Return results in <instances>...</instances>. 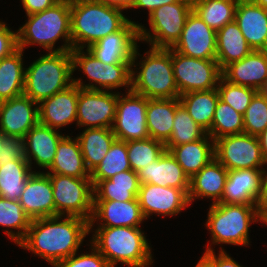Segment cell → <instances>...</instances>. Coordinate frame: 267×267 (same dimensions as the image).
Returning <instances> with one entry per match:
<instances>
[{
  "label": "cell",
  "mask_w": 267,
  "mask_h": 267,
  "mask_svg": "<svg viewBox=\"0 0 267 267\" xmlns=\"http://www.w3.org/2000/svg\"><path fill=\"white\" fill-rule=\"evenodd\" d=\"M25 65L23 94L38 104L73 84L71 51L39 52Z\"/></svg>",
  "instance_id": "obj_7"
},
{
  "label": "cell",
  "mask_w": 267,
  "mask_h": 267,
  "mask_svg": "<svg viewBox=\"0 0 267 267\" xmlns=\"http://www.w3.org/2000/svg\"><path fill=\"white\" fill-rule=\"evenodd\" d=\"M96 1L109 4V5H113V6H117L128 11V9L133 5V3L136 0H96Z\"/></svg>",
  "instance_id": "obj_52"
},
{
  "label": "cell",
  "mask_w": 267,
  "mask_h": 267,
  "mask_svg": "<svg viewBox=\"0 0 267 267\" xmlns=\"http://www.w3.org/2000/svg\"><path fill=\"white\" fill-rule=\"evenodd\" d=\"M79 86L67 89L42 100L39 105V123L61 132L74 126L77 130V104ZM65 128V129H64Z\"/></svg>",
  "instance_id": "obj_18"
},
{
  "label": "cell",
  "mask_w": 267,
  "mask_h": 267,
  "mask_svg": "<svg viewBox=\"0 0 267 267\" xmlns=\"http://www.w3.org/2000/svg\"><path fill=\"white\" fill-rule=\"evenodd\" d=\"M140 184L189 189V178L167 150L149 166L137 172Z\"/></svg>",
  "instance_id": "obj_27"
},
{
  "label": "cell",
  "mask_w": 267,
  "mask_h": 267,
  "mask_svg": "<svg viewBox=\"0 0 267 267\" xmlns=\"http://www.w3.org/2000/svg\"><path fill=\"white\" fill-rule=\"evenodd\" d=\"M175 51L197 59H216V31L210 28L193 10L187 16Z\"/></svg>",
  "instance_id": "obj_17"
},
{
  "label": "cell",
  "mask_w": 267,
  "mask_h": 267,
  "mask_svg": "<svg viewBox=\"0 0 267 267\" xmlns=\"http://www.w3.org/2000/svg\"><path fill=\"white\" fill-rule=\"evenodd\" d=\"M89 241L110 267H153L155 255L144 227H89Z\"/></svg>",
  "instance_id": "obj_3"
},
{
  "label": "cell",
  "mask_w": 267,
  "mask_h": 267,
  "mask_svg": "<svg viewBox=\"0 0 267 267\" xmlns=\"http://www.w3.org/2000/svg\"><path fill=\"white\" fill-rule=\"evenodd\" d=\"M136 46L131 61V91L148 99L179 98L172 65V48ZM143 52V54H141Z\"/></svg>",
  "instance_id": "obj_5"
},
{
  "label": "cell",
  "mask_w": 267,
  "mask_h": 267,
  "mask_svg": "<svg viewBox=\"0 0 267 267\" xmlns=\"http://www.w3.org/2000/svg\"><path fill=\"white\" fill-rule=\"evenodd\" d=\"M173 73L179 94L217 88L221 74L216 59H197L172 49Z\"/></svg>",
  "instance_id": "obj_12"
},
{
  "label": "cell",
  "mask_w": 267,
  "mask_h": 267,
  "mask_svg": "<svg viewBox=\"0 0 267 267\" xmlns=\"http://www.w3.org/2000/svg\"><path fill=\"white\" fill-rule=\"evenodd\" d=\"M45 173L90 178L79 142L73 134H66L59 141L53 163Z\"/></svg>",
  "instance_id": "obj_29"
},
{
  "label": "cell",
  "mask_w": 267,
  "mask_h": 267,
  "mask_svg": "<svg viewBox=\"0 0 267 267\" xmlns=\"http://www.w3.org/2000/svg\"><path fill=\"white\" fill-rule=\"evenodd\" d=\"M221 74L230 83L258 91L267 78V51L253 50L243 59L227 65Z\"/></svg>",
  "instance_id": "obj_26"
},
{
  "label": "cell",
  "mask_w": 267,
  "mask_h": 267,
  "mask_svg": "<svg viewBox=\"0 0 267 267\" xmlns=\"http://www.w3.org/2000/svg\"><path fill=\"white\" fill-rule=\"evenodd\" d=\"M131 170L127 144L125 141L115 140L106 156L98 167L90 174L93 187L99 182L110 179L112 176Z\"/></svg>",
  "instance_id": "obj_39"
},
{
  "label": "cell",
  "mask_w": 267,
  "mask_h": 267,
  "mask_svg": "<svg viewBox=\"0 0 267 267\" xmlns=\"http://www.w3.org/2000/svg\"><path fill=\"white\" fill-rule=\"evenodd\" d=\"M230 251H204L202 257L211 267H244L234 257Z\"/></svg>",
  "instance_id": "obj_48"
},
{
  "label": "cell",
  "mask_w": 267,
  "mask_h": 267,
  "mask_svg": "<svg viewBox=\"0 0 267 267\" xmlns=\"http://www.w3.org/2000/svg\"><path fill=\"white\" fill-rule=\"evenodd\" d=\"M71 55L73 84L81 89L131 91V63H103L87 49H72Z\"/></svg>",
  "instance_id": "obj_8"
},
{
  "label": "cell",
  "mask_w": 267,
  "mask_h": 267,
  "mask_svg": "<svg viewBox=\"0 0 267 267\" xmlns=\"http://www.w3.org/2000/svg\"><path fill=\"white\" fill-rule=\"evenodd\" d=\"M194 267H211L210 264L201 256Z\"/></svg>",
  "instance_id": "obj_54"
},
{
  "label": "cell",
  "mask_w": 267,
  "mask_h": 267,
  "mask_svg": "<svg viewBox=\"0 0 267 267\" xmlns=\"http://www.w3.org/2000/svg\"><path fill=\"white\" fill-rule=\"evenodd\" d=\"M179 98L148 99L146 120L150 138L163 142L170 139Z\"/></svg>",
  "instance_id": "obj_32"
},
{
  "label": "cell",
  "mask_w": 267,
  "mask_h": 267,
  "mask_svg": "<svg viewBox=\"0 0 267 267\" xmlns=\"http://www.w3.org/2000/svg\"><path fill=\"white\" fill-rule=\"evenodd\" d=\"M239 0H193L192 10L215 31L235 20Z\"/></svg>",
  "instance_id": "obj_38"
},
{
  "label": "cell",
  "mask_w": 267,
  "mask_h": 267,
  "mask_svg": "<svg viewBox=\"0 0 267 267\" xmlns=\"http://www.w3.org/2000/svg\"><path fill=\"white\" fill-rule=\"evenodd\" d=\"M228 170L216 159H213L189 180L188 199L190 205L197 201L219 203L225 188ZM208 199V200H207Z\"/></svg>",
  "instance_id": "obj_24"
},
{
  "label": "cell",
  "mask_w": 267,
  "mask_h": 267,
  "mask_svg": "<svg viewBox=\"0 0 267 267\" xmlns=\"http://www.w3.org/2000/svg\"><path fill=\"white\" fill-rule=\"evenodd\" d=\"M179 0H136L133 5L128 9V13H136L138 10V14H140L141 12L144 13V15L146 14L148 17L155 9L163 6V5H167V4H172V3H175V2H178ZM140 9L142 11H140ZM132 12H131V11ZM146 11V12H145ZM140 12V13H139Z\"/></svg>",
  "instance_id": "obj_49"
},
{
  "label": "cell",
  "mask_w": 267,
  "mask_h": 267,
  "mask_svg": "<svg viewBox=\"0 0 267 267\" xmlns=\"http://www.w3.org/2000/svg\"><path fill=\"white\" fill-rule=\"evenodd\" d=\"M130 167L133 171L146 168L166 150L165 144L153 138L126 142Z\"/></svg>",
  "instance_id": "obj_41"
},
{
  "label": "cell",
  "mask_w": 267,
  "mask_h": 267,
  "mask_svg": "<svg viewBox=\"0 0 267 267\" xmlns=\"http://www.w3.org/2000/svg\"><path fill=\"white\" fill-rule=\"evenodd\" d=\"M59 0H19L20 6L23 8L25 16L35 14L38 12H42L54 4H56Z\"/></svg>",
  "instance_id": "obj_50"
},
{
  "label": "cell",
  "mask_w": 267,
  "mask_h": 267,
  "mask_svg": "<svg viewBox=\"0 0 267 267\" xmlns=\"http://www.w3.org/2000/svg\"><path fill=\"white\" fill-rule=\"evenodd\" d=\"M73 49H87L107 35L120 31L129 21L140 24L123 8L96 0H70Z\"/></svg>",
  "instance_id": "obj_6"
},
{
  "label": "cell",
  "mask_w": 267,
  "mask_h": 267,
  "mask_svg": "<svg viewBox=\"0 0 267 267\" xmlns=\"http://www.w3.org/2000/svg\"><path fill=\"white\" fill-rule=\"evenodd\" d=\"M88 236L89 221L77 216L57 215L31 220L25 238L17 247L55 267L82 250L89 241Z\"/></svg>",
  "instance_id": "obj_1"
},
{
  "label": "cell",
  "mask_w": 267,
  "mask_h": 267,
  "mask_svg": "<svg viewBox=\"0 0 267 267\" xmlns=\"http://www.w3.org/2000/svg\"><path fill=\"white\" fill-rule=\"evenodd\" d=\"M4 141H5V136L0 132V153L3 149Z\"/></svg>",
  "instance_id": "obj_58"
},
{
  "label": "cell",
  "mask_w": 267,
  "mask_h": 267,
  "mask_svg": "<svg viewBox=\"0 0 267 267\" xmlns=\"http://www.w3.org/2000/svg\"><path fill=\"white\" fill-rule=\"evenodd\" d=\"M191 11V0H179L155 9L146 17L145 22L148 23L138 25L139 41L144 44L142 47L172 48L179 40Z\"/></svg>",
  "instance_id": "obj_9"
},
{
  "label": "cell",
  "mask_w": 267,
  "mask_h": 267,
  "mask_svg": "<svg viewBox=\"0 0 267 267\" xmlns=\"http://www.w3.org/2000/svg\"><path fill=\"white\" fill-rule=\"evenodd\" d=\"M137 172L131 170L120 172L110 179L99 181L93 187V201H130L135 200L140 189Z\"/></svg>",
  "instance_id": "obj_33"
},
{
  "label": "cell",
  "mask_w": 267,
  "mask_h": 267,
  "mask_svg": "<svg viewBox=\"0 0 267 267\" xmlns=\"http://www.w3.org/2000/svg\"><path fill=\"white\" fill-rule=\"evenodd\" d=\"M39 123V105L22 94L0 102V132L23 139Z\"/></svg>",
  "instance_id": "obj_19"
},
{
  "label": "cell",
  "mask_w": 267,
  "mask_h": 267,
  "mask_svg": "<svg viewBox=\"0 0 267 267\" xmlns=\"http://www.w3.org/2000/svg\"><path fill=\"white\" fill-rule=\"evenodd\" d=\"M118 93L81 89L77 104V131L87 128H112Z\"/></svg>",
  "instance_id": "obj_15"
},
{
  "label": "cell",
  "mask_w": 267,
  "mask_h": 267,
  "mask_svg": "<svg viewBox=\"0 0 267 267\" xmlns=\"http://www.w3.org/2000/svg\"><path fill=\"white\" fill-rule=\"evenodd\" d=\"M32 173L26 159L4 162L0 165V197L18 201Z\"/></svg>",
  "instance_id": "obj_37"
},
{
  "label": "cell",
  "mask_w": 267,
  "mask_h": 267,
  "mask_svg": "<svg viewBox=\"0 0 267 267\" xmlns=\"http://www.w3.org/2000/svg\"><path fill=\"white\" fill-rule=\"evenodd\" d=\"M138 199L130 201H93L89 227H145Z\"/></svg>",
  "instance_id": "obj_21"
},
{
  "label": "cell",
  "mask_w": 267,
  "mask_h": 267,
  "mask_svg": "<svg viewBox=\"0 0 267 267\" xmlns=\"http://www.w3.org/2000/svg\"><path fill=\"white\" fill-rule=\"evenodd\" d=\"M30 223L19 201L0 197V228L10 242L17 246L25 238Z\"/></svg>",
  "instance_id": "obj_36"
},
{
  "label": "cell",
  "mask_w": 267,
  "mask_h": 267,
  "mask_svg": "<svg viewBox=\"0 0 267 267\" xmlns=\"http://www.w3.org/2000/svg\"><path fill=\"white\" fill-rule=\"evenodd\" d=\"M244 133L243 115L219 99L211 129L207 134L216 140L220 137Z\"/></svg>",
  "instance_id": "obj_40"
},
{
  "label": "cell",
  "mask_w": 267,
  "mask_h": 267,
  "mask_svg": "<svg viewBox=\"0 0 267 267\" xmlns=\"http://www.w3.org/2000/svg\"><path fill=\"white\" fill-rule=\"evenodd\" d=\"M261 225L267 227V211L261 216Z\"/></svg>",
  "instance_id": "obj_57"
},
{
  "label": "cell",
  "mask_w": 267,
  "mask_h": 267,
  "mask_svg": "<svg viewBox=\"0 0 267 267\" xmlns=\"http://www.w3.org/2000/svg\"><path fill=\"white\" fill-rule=\"evenodd\" d=\"M257 138L259 140L263 158L265 162L267 163V127Z\"/></svg>",
  "instance_id": "obj_53"
},
{
  "label": "cell",
  "mask_w": 267,
  "mask_h": 267,
  "mask_svg": "<svg viewBox=\"0 0 267 267\" xmlns=\"http://www.w3.org/2000/svg\"><path fill=\"white\" fill-rule=\"evenodd\" d=\"M264 170L228 171L224 192L219 203L257 205L262 192Z\"/></svg>",
  "instance_id": "obj_23"
},
{
  "label": "cell",
  "mask_w": 267,
  "mask_h": 267,
  "mask_svg": "<svg viewBox=\"0 0 267 267\" xmlns=\"http://www.w3.org/2000/svg\"><path fill=\"white\" fill-rule=\"evenodd\" d=\"M207 132L203 130L189 115L180 103L175 111L174 124L170 139L165 147H174L202 139Z\"/></svg>",
  "instance_id": "obj_42"
},
{
  "label": "cell",
  "mask_w": 267,
  "mask_h": 267,
  "mask_svg": "<svg viewBox=\"0 0 267 267\" xmlns=\"http://www.w3.org/2000/svg\"><path fill=\"white\" fill-rule=\"evenodd\" d=\"M189 189H178L175 187H163L154 184H141L138 191V202L143 217L147 222L154 218L176 219V216L189 210Z\"/></svg>",
  "instance_id": "obj_13"
},
{
  "label": "cell",
  "mask_w": 267,
  "mask_h": 267,
  "mask_svg": "<svg viewBox=\"0 0 267 267\" xmlns=\"http://www.w3.org/2000/svg\"><path fill=\"white\" fill-rule=\"evenodd\" d=\"M77 138L83 155L84 163L91 174L106 156L116 136L109 128L81 129Z\"/></svg>",
  "instance_id": "obj_31"
},
{
  "label": "cell",
  "mask_w": 267,
  "mask_h": 267,
  "mask_svg": "<svg viewBox=\"0 0 267 267\" xmlns=\"http://www.w3.org/2000/svg\"><path fill=\"white\" fill-rule=\"evenodd\" d=\"M255 4L267 9V0H252Z\"/></svg>",
  "instance_id": "obj_56"
},
{
  "label": "cell",
  "mask_w": 267,
  "mask_h": 267,
  "mask_svg": "<svg viewBox=\"0 0 267 267\" xmlns=\"http://www.w3.org/2000/svg\"><path fill=\"white\" fill-rule=\"evenodd\" d=\"M220 100L242 115L247 110L257 90L228 82L222 76L217 85Z\"/></svg>",
  "instance_id": "obj_43"
},
{
  "label": "cell",
  "mask_w": 267,
  "mask_h": 267,
  "mask_svg": "<svg viewBox=\"0 0 267 267\" xmlns=\"http://www.w3.org/2000/svg\"><path fill=\"white\" fill-rule=\"evenodd\" d=\"M206 211L202 227L209 232L210 239L203 244L202 250L226 251L228 245L247 248L252 246L250 228L256 223L261 225L257 205L216 203L209 205Z\"/></svg>",
  "instance_id": "obj_2"
},
{
  "label": "cell",
  "mask_w": 267,
  "mask_h": 267,
  "mask_svg": "<svg viewBox=\"0 0 267 267\" xmlns=\"http://www.w3.org/2000/svg\"><path fill=\"white\" fill-rule=\"evenodd\" d=\"M31 219L55 216L52 183L45 172H33L18 200Z\"/></svg>",
  "instance_id": "obj_22"
},
{
  "label": "cell",
  "mask_w": 267,
  "mask_h": 267,
  "mask_svg": "<svg viewBox=\"0 0 267 267\" xmlns=\"http://www.w3.org/2000/svg\"><path fill=\"white\" fill-rule=\"evenodd\" d=\"M165 148L179 163L189 179L215 159L214 140L208 134L190 143Z\"/></svg>",
  "instance_id": "obj_28"
},
{
  "label": "cell",
  "mask_w": 267,
  "mask_h": 267,
  "mask_svg": "<svg viewBox=\"0 0 267 267\" xmlns=\"http://www.w3.org/2000/svg\"><path fill=\"white\" fill-rule=\"evenodd\" d=\"M258 92L263 95L265 97V99L267 100V78L264 81L263 85L260 87V89L258 90Z\"/></svg>",
  "instance_id": "obj_55"
},
{
  "label": "cell",
  "mask_w": 267,
  "mask_h": 267,
  "mask_svg": "<svg viewBox=\"0 0 267 267\" xmlns=\"http://www.w3.org/2000/svg\"><path fill=\"white\" fill-rule=\"evenodd\" d=\"M26 52L17 49L0 60V102L23 94Z\"/></svg>",
  "instance_id": "obj_34"
},
{
  "label": "cell",
  "mask_w": 267,
  "mask_h": 267,
  "mask_svg": "<svg viewBox=\"0 0 267 267\" xmlns=\"http://www.w3.org/2000/svg\"><path fill=\"white\" fill-rule=\"evenodd\" d=\"M7 23L3 18L0 19V60L18 49L17 29Z\"/></svg>",
  "instance_id": "obj_46"
},
{
  "label": "cell",
  "mask_w": 267,
  "mask_h": 267,
  "mask_svg": "<svg viewBox=\"0 0 267 267\" xmlns=\"http://www.w3.org/2000/svg\"><path fill=\"white\" fill-rule=\"evenodd\" d=\"M244 133L258 137L267 127V100L259 92L255 94L243 114Z\"/></svg>",
  "instance_id": "obj_44"
},
{
  "label": "cell",
  "mask_w": 267,
  "mask_h": 267,
  "mask_svg": "<svg viewBox=\"0 0 267 267\" xmlns=\"http://www.w3.org/2000/svg\"><path fill=\"white\" fill-rule=\"evenodd\" d=\"M52 183L55 216H77L90 221L93 213L91 178H76L62 174H47Z\"/></svg>",
  "instance_id": "obj_10"
},
{
  "label": "cell",
  "mask_w": 267,
  "mask_h": 267,
  "mask_svg": "<svg viewBox=\"0 0 267 267\" xmlns=\"http://www.w3.org/2000/svg\"><path fill=\"white\" fill-rule=\"evenodd\" d=\"M219 99L217 88L184 93L179 96L180 103L188 111L190 117L206 132L211 129Z\"/></svg>",
  "instance_id": "obj_35"
},
{
  "label": "cell",
  "mask_w": 267,
  "mask_h": 267,
  "mask_svg": "<svg viewBox=\"0 0 267 267\" xmlns=\"http://www.w3.org/2000/svg\"><path fill=\"white\" fill-rule=\"evenodd\" d=\"M88 251H77L72 256L63 259L55 267H110L104 256L88 242Z\"/></svg>",
  "instance_id": "obj_45"
},
{
  "label": "cell",
  "mask_w": 267,
  "mask_h": 267,
  "mask_svg": "<svg viewBox=\"0 0 267 267\" xmlns=\"http://www.w3.org/2000/svg\"><path fill=\"white\" fill-rule=\"evenodd\" d=\"M139 43L138 24L129 21L120 31L101 38L87 50L103 63H131Z\"/></svg>",
  "instance_id": "obj_20"
},
{
  "label": "cell",
  "mask_w": 267,
  "mask_h": 267,
  "mask_svg": "<svg viewBox=\"0 0 267 267\" xmlns=\"http://www.w3.org/2000/svg\"><path fill=\"white\" fill-rule=\"evenodd\" d=\"M260 216L267 211V167L263 172L262 177V192L257 204Z\"/></svg>",
  "instance_id": "obj_51"
},
{
  "label": "cell",
  "mask_w": 267,
  "mask_h": 267,
  "mask_svg": "<svg viewBox=\"0 0 267 267\" xmlns=\"http://www.w3.org/2000/svg\"><path fill=\"white\" fill-rule=\"evenodd\" d=\"M215 159L228 171L239 169H266L259 140L241 133L214 140Z\"/></svg>",
  "instance_id": "obj_11"
},
{
  "label": "cell",
  "mask_w": 267,
  "mask_h": 267,
  "mask_svg": "<svg viewBox=\"0 0 267 267\" xmlns=\"http://www.w3.org/2000/svg\"><path fill=\"white\" fill-rule=\"evenodd\" d=\"M235 21L252 50L267 51V9L252 0H239Z\"/></svg>",
  "instance_id": "obj_25"
},
{
  "label": "cell",
  "mask_w": 267,
  "mask_h": 267,
  "mask_svg": "<svg viewBox=\"0 0 267 267\" xmlns=\"http://www.w3.org/2000/svg\"><path fill=\"white\" fill-rule=\"evenodd\" d=\"M252 51L235 20L216 31V60L221 71Z\"/></svg>",
  "instance_id": "obj_30"
},
{
  "label": "cell",
  "mask_w": 267,
  "mask_h": 267,
  "mask_svg": "<svg viewBox=\"0 0 267 267\" xmlns=\"http://www.w3.org/2000/svg\"><path fill=\"white\" fill-rule=\"evenodd\" d=\"M148 98L132 91L118 93L116 115L112 132L120 141L149 138L146 110Z\"/></svg>",
  "instance_id": "obj_14"
},
{
  "label": "cell",
  "mask_w": 267,
  "mask_h": 267,
  "mask_svg": "<svg viewBox=\"0 0 267 267\" xmlns=\"http://www.w3.org/2000/svg\"><path fill=\"white\" fill-rule=\"evenodd\" d=\"M72 130L61 132L36 124L23 138L25 158L33 172H45L53 163L59 141Z\"/></svg>",
  "instance_id": "obj_16"
},
{
  "label": "cell",
  "mask_w": 267,
  "mask_h": 267,
  "mask_svg": "<svg viewBox=\"0 0 267 267\" xmlns=\"http://www.w3.org/2000/svg\"><path fill=\"white\" fill-rule=\"evenodd\" d=\"M19 159H26L23 139L5 136L3 149L0 153V165H4V162H12Z\"/></svg>",
  "instance_id": "obj_47"
},
{
  "label": "cell",
  "mask_w": 267,
  "mask_h": 267,
  "mask_svg": "<svg viewBox=\"0 0 267 267\" xmlns=\"http://www.w3.org/2000/svg\"><path fill=\"white\" fill-rule=\"evenodd\" d=\"M70 16V0H59L42 12L26 16L16 28L18 48L26 52L33 46L40 47L41 53L71 51Z\"/></svg>",
  "instance_id": "obj_4"
}]
</instances>
